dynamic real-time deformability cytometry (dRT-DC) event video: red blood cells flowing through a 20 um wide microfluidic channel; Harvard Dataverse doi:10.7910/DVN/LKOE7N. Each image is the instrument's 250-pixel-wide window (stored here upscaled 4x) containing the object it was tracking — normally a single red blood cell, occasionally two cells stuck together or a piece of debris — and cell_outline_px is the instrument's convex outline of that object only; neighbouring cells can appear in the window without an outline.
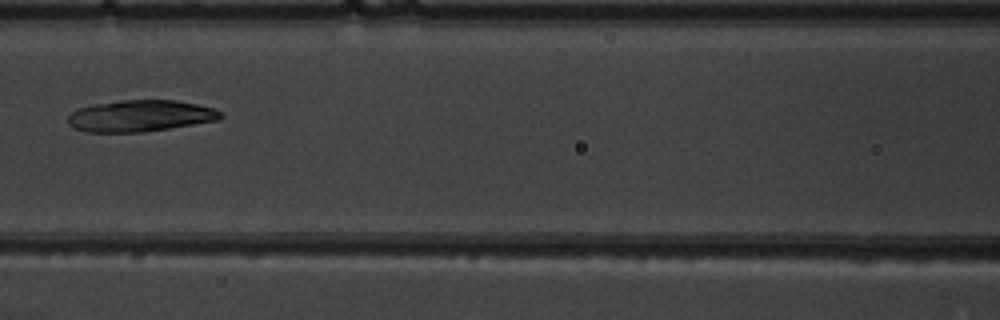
{"species": "common noctule bat (a hibernating species)", "species_latin": "Nyctalus noctula", "temperature_condition": "warm", "stored_images_in_passage": 5, "camera_frame_rate_fps": 3000, "um_per_image_px": 0.085, "animal": {"sex": "male", "body_mass_g": 19.5, "forearm_length_mm": 54.6}, "frame": {"image": 1, "passage_image": 4, "time_ms": 3.667, "image_size_px": [1000, 320], "cell_outline_px": [[224, 116], [220, 120], [168, 128], [140, 132], [84, 132], [68, 124], [68, 116], [76, 108], [92, 104], [120, 100], [176, 100], [196, 104], [212, 108], [224, 112]], "centroid_in_image_um": [11.92, 9.84], "position_along_channel_um": 154.7, "area_um2": 28.15}}
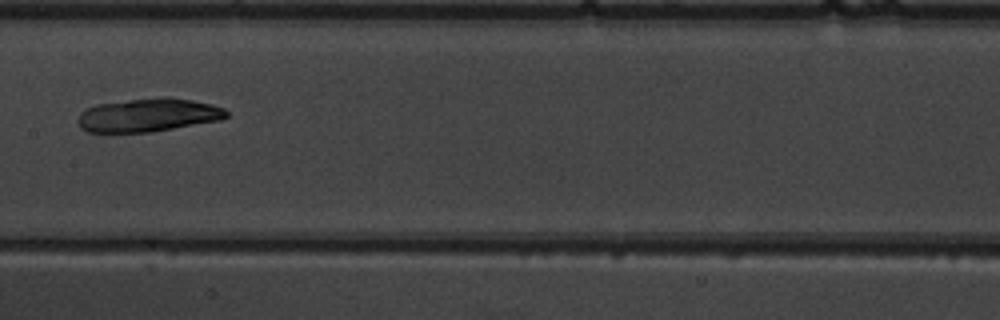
{"frame": {"image": 2, "passage_image": 5, "time_ms": 4.667, "image_size_px": [1000, 320], "cell_outline_px": [[228, 116], [220, 120], [152, 132], [88, 132], [80, 124], [80, 112], [96, 104], [160, 96], [168, 96], [192, 100], [212, 104], [224, 108], [228, 112]], "centroid_in_image_um": [12.66, 9.76], "position_along_channel_um": 194.7, "area_um2": 28.78}}